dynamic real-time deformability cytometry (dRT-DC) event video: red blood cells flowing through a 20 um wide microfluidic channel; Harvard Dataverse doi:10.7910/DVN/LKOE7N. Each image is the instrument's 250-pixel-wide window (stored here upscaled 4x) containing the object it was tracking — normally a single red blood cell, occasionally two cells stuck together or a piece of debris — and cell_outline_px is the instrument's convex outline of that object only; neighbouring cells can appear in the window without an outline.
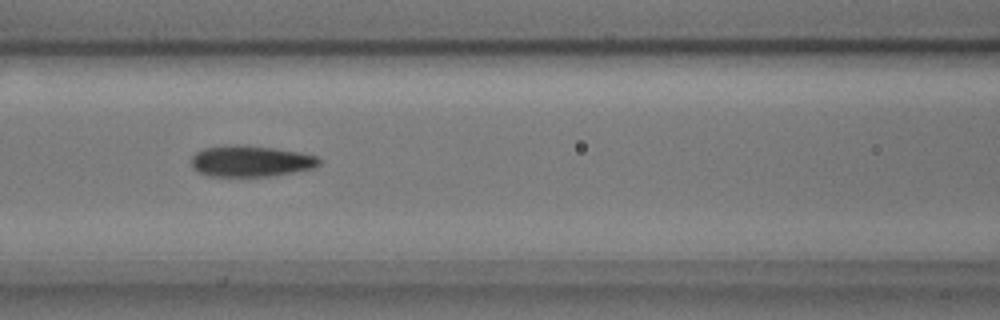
{"species": "common noctule bat (a hibernating species)", "species_latin": "Nyctalus noctula", "temperature_condition": "cold", "stored_images_in_passage": 8, "camera_frame_rate_fps": 3000, "um_per_image_px": 0.085, "animal": {"sex": "male", "body_mass_g": 17.9, "forearm_length_mm": 54.2}, "frame": {"image": 1, "passage_image": 6, "time_ms": 1.667, "image_size_px": [1000, 320], "cell_outline_px": [[320, 164], [316, 168], [268, 176], [208, 176], [196, 172], [192, 168], [192, 156], [196, 152], [204, 148], [236, 144], [244, 144], [276, 148], [300, 152], [316, 156], [320, 160]], "centroid_in_image_um": [21.3, 13.69], "position_along_channel_um": 145.3, "area_um2": 23.41}}
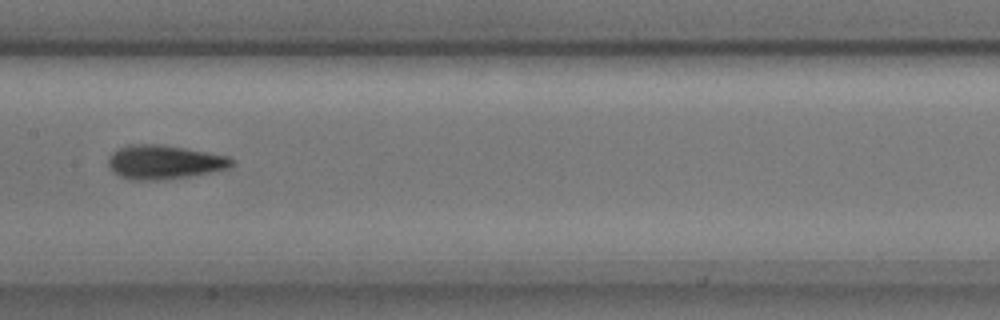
{"frame": {"image": 2, "passage_image": 7, "time_ms": 2.0, "image_size_px": [1000, 320], "cell_outline_px": [[232, 164], [228, 168], [188, 176], [156, 180], [132, 180], [120, 176], [108, 164], [108, 160], [112, 152], [128, 144], [164, 144], [228, 156], [232, 160]], "centroid_in_image_um": [13.93, 13.76], "position_along_channel_um": 193.5, "area_um2": 24.04}}
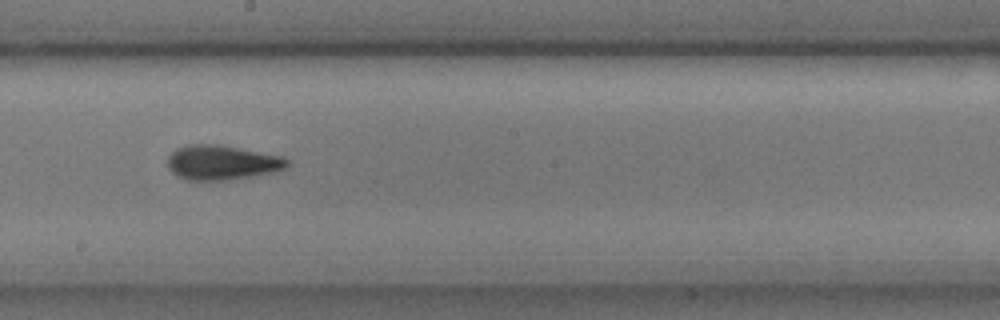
{"frame": {"image": 3, "passage_image": 8, "time_ms": 2.333, "image_size_px": [1000, 320], "cell_outline_px": [[288, 164], [284, 168], [272, 172], [252, 176], [224, 180], [184, 180], [172, 172], [168, 168], [168, 156], [176, 148], [188, 144], [220, 144], [284, 156], [288, 160]], "centroid_in_image_um": [18.84, 13.8], "position_along_channel_um": 229.4, "area_um2": 24.22}}